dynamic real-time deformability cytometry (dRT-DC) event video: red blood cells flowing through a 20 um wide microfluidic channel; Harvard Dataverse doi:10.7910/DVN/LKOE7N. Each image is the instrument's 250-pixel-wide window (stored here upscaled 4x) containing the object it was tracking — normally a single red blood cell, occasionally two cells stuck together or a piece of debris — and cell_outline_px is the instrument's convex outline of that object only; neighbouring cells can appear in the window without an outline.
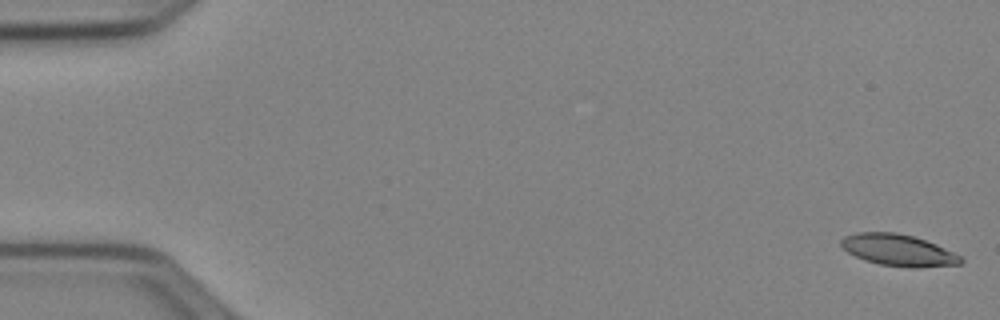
{"species": "Egyptian fruit bat (a non-hibernating species)", "species_latin": "Rousettus aegyptiacus", "temperature_condition": "cold", "stored_images_in_passage": 52, "camera_frame_rate_fps": 3000, "um_per_image_px": 0.085, "animal": {"sex": "female"}, "frame": {"image": 1, "passage_image": 1, "time_ms": 0.0, "image_size_px": [1000, 320], "cell_outline_px": [[964, 260], [960, 264], [916, 268], [912, 268], [880, 264], [864, 260], [848, 252], [840, 244], [840, 240], [844, 236], [856, 232], [896, 232], [912, 236], [936, 244], [960, 256]], "centroid_in_image_um": [76.33, 21.26], "position_along_channel_um": 8.7, "area_um2": 21.91}}
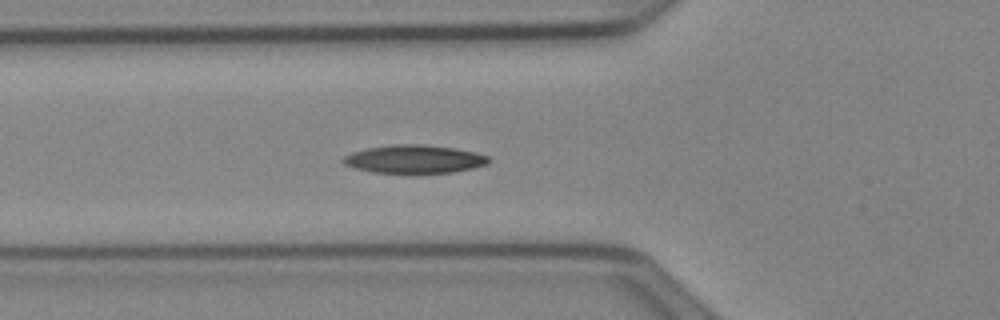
{"frame": {"image": 2, "passage_image": 19, "time_ms": 6.0, "image_size_px": [1000, 320], "cell_outline_px": [[492, 160], [488, 164], [472, 168], [452, 172], [372, 172], [356, 168], [344, 164], [340, 160], [344, 156], [352, 152], [368, 148], [392, 144], [420, 144], [456, 148], [476, 152], [488, 156]], "centroid_in_image_um": [35.23, 13.51], "position_along_channel_um": 90.6, "area_um2": 23.76}}
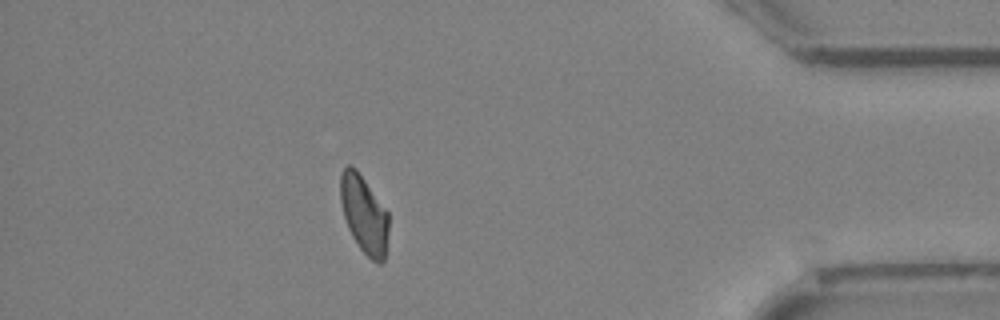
{"frame": {"image": 3, "passage_image": 46, "time_ms": 15.0, "image_size_px": [1000, 320], "cell_outline_px": [[388, 232], [384, 260], [380, 264], [372, 260], [360, 248], [352, 236], [348, 228], [344, 216], [340, 200], [340, 176], [344, 168], [348, 164], [356, 168], [388, 212]], "centroid_in_image_um": [30.94, 18.21], "position_along_channel_um": 404.3, "area_um2": 21.68}, "authors_computed_cell_mechanics": {"area_um2": 22.5709, "velocity_mm_per_s": 3.9492, "shape_relaxation_time_tau1_ms": 4.4408, "shape_relaxation_time_tau2_ms": 7.5311, "deformation_change_tau1": 0.1288, "deformation_change_tau2": 0.1389}}